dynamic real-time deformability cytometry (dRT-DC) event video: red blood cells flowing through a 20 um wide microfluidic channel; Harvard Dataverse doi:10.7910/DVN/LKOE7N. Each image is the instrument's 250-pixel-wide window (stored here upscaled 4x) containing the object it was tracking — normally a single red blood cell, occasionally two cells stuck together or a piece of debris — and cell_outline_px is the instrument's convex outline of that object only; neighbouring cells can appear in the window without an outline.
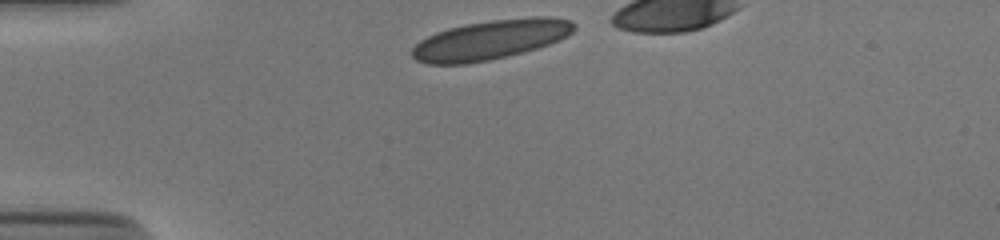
{"species": "human", "species_latin": "Homo sapiens", "temperature_condition": "cold", "stored_images_in_passage": 31, "camera_frame_rate_fps": 3000, "um_per_image_px": 0.085, "donor": {"sex": "male"}, "frame": {"image": 1, "passage_image": 1, "time_ms": 0.0, "image_size_px": [1000, 240], "cell_outline_px": [[576, 28], [568, 36], [560, 40], [524, 52], [488, 60], [468, 64], [428, 64], [416, 60], [412, 56], [412, 48], [420, 40], [436, 32], [448, 28], [464, 24], [492, 20], [532, 16], [552, 16], [572, 20], [576, 24]], "centroid_in_image_um": [41.73, 3.36], "position_along_channel_um": 43.3, "area_um2": 37.57}}
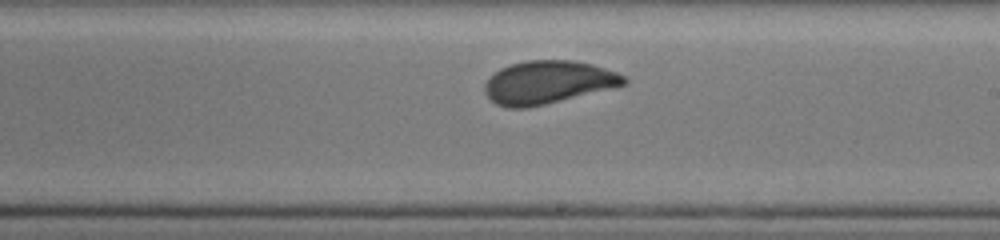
{"frame": {"image": 2, "passage_image": 19, "time_ms": 6.0, "image_size_px": [1000, 240], "cell_outline_px": [[628, 84], [612, 88], [528, 108], [508, 108], [496, 104], [484, 92], [484, 84], [500, 68], [512, 64], [528, 60], [572, 60], [592, 64], [616, 72], [624, 76], [628, 80]], "centroid_in_image_um": [46.58, 7.0], "position_along_channel_um": 242.4, "area_um2": 34.68}}
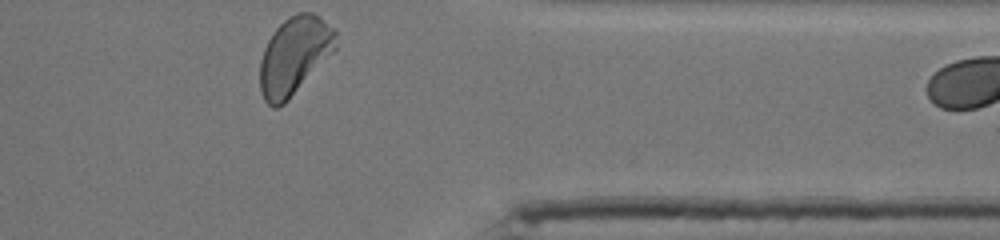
{"frame": {"image": 3, "passage_image": 31, "time_ms": 10.0, "image_size_px": [1000, 240], "cell_outline_px": [[336, 48], [288, 100], [284, 104], [276, 108], [272, 108], [264, 100], [260, 92], [260, 60], [264, 48], [272, 32], [288, 16], [296, 12], [312, 12], [320, 16], [336, 28]], "centroid_in_image_um": [25.01, 4.7], "position_along_channel_um": 386.4, "area_um2": 34.45}, "authors_computed_cell_mechanics": {"area_um2": 35.1424, "velocity_mm_per_s": 3.8413, "shape_relaxation_time_tau1_ms": 4.4361, "shape_relaxation_time_tau2_ms": null, "deformation_change_tau1": 0.1455, "deformation_change_tau2": null}}